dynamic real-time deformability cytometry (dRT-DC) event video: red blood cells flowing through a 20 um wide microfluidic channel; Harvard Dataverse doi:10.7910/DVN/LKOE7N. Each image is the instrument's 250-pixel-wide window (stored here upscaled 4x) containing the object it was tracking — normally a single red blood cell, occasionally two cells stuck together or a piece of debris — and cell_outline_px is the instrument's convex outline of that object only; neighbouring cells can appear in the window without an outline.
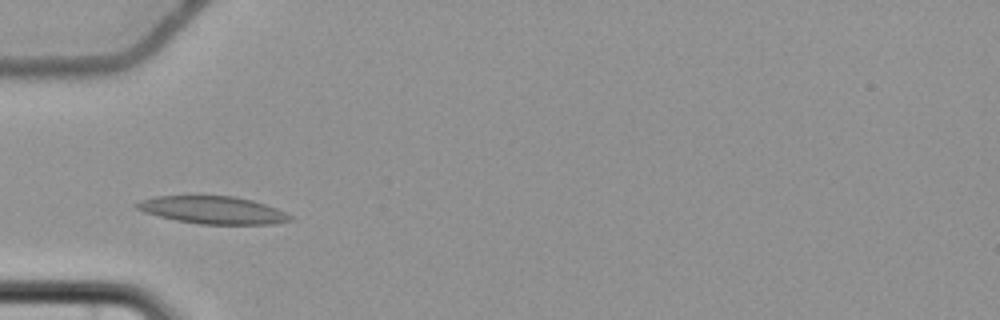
{"species": "common noctule bat (a hibernating species)", "species_latin": "Nyctalus noctula", "temperature_condition": "cold", "stored_images_in_passage": 8, "camera_frame_rate_fps": 3000, "um_per_image_px": 0.085, "animal": {"sex": "female", "body_mass_g": 22.7, "forearm_length_mm": 54.2}, "frame": {"image": 1, "passage_image": 7, "time_ms": 7.333, "image_size_px": [1000, 320], "cell_outline_px": [[292, 220], [272, 224], [200, 224], [176, 220], [144, 212], [136, 208], [132, 204], [140, 200], [156, 196], [232, 196], [252, 200], [276, 208], [292, 216]], "centroid_in_image_um": [18.06, 17.85], "position_along_channel_um": 66.9, "area_um2": 24.45}}
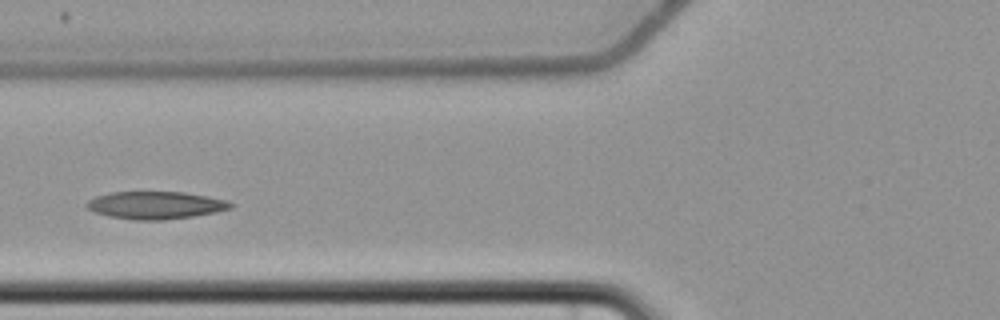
{"frame": {"image": 2, "passage_image": 8, "time_ms": 8.667, "image_size_px": [1000, 320], "cell_outline_px": [[236, 204], [232, 208], [216, 212], [192, 216], [164, 220], [132, 220], [108, 216], [96, 212], [88, 208], [84, 204], [88, 200], [96, 196], [112, 192], [184, 192], [208, 196], [224, 200]], "centroid_in_image_um": [13.23, 17.44], "position_along_channel_um": 112.6, "area_um2": 23.12}}